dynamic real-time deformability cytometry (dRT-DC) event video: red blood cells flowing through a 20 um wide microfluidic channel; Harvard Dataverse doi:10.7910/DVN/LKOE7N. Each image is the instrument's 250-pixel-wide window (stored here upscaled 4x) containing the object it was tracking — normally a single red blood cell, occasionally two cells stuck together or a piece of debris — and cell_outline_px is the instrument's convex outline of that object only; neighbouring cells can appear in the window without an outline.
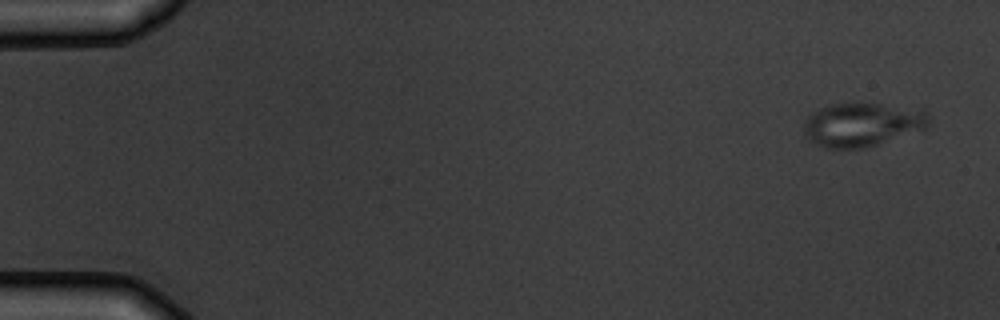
{"species": "common noctule bat (a hibernating species)", "species_latin": "Nyctalus noctula", "temperature_condition": "warm", "stored_images_in_passage": 4, "camera_frame_rate_fps": 3000, "um_per_image_px": 0.085, "animal": {"sex": "male", "body_mass_g": 19.5, "forearm_length_mm": 54.6}, "frame": {"image": 1, "passage_image": 1, "time_ms": 0.0, "image_size_px": [1000, 320], "cell_outline_px": [[932, 120], [924, 128], [876, 144], [860, 148], [824, 148], [808, 140], [804, 132], [804, 120], [812, 112], [828, 104], [880, 104], [924, 108], [928, 112]], "centroid_in_image_um": [73.28, 10.57], "position_along_channel_um": 11.7, "area_um2": 31.79}}